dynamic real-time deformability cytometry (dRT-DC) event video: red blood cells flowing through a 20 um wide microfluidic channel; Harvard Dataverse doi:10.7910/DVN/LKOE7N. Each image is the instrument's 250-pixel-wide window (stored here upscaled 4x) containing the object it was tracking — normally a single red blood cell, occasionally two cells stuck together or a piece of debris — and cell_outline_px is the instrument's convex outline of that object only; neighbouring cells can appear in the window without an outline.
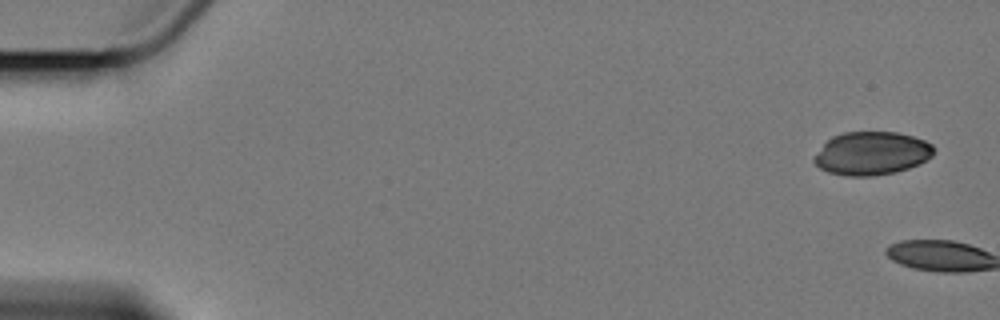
{"species": "Egyptian fruit bat (a non-hibernating species)", "species_latin": "Rousettus aegyptiacus", "temperature_condition": "cold", "stored_images_in_passage": 2, "camera_frame_rate_fps": 3000, "um_per_image_px": 0.085, "animal": {"sex": "female"}, "frame": {"image": 1, "passage_image": 1, "time_ms": 0.0, "image_size_px": [1000, 320], "cell_outline_px": [[936, 148], [932, 156], [920, 164], [896, 172], [872, 176], [844, 176], [828, 172], [820, 168], [812, 160], [824, 144], [832, 136], [844, 132], [896, 132], [912, 136], [924, 140], [932, 144]], "centroid_in_image_um": [74.12, 13.04], "position_along_channel_um": 10.9, "area_um2": 30.23}}